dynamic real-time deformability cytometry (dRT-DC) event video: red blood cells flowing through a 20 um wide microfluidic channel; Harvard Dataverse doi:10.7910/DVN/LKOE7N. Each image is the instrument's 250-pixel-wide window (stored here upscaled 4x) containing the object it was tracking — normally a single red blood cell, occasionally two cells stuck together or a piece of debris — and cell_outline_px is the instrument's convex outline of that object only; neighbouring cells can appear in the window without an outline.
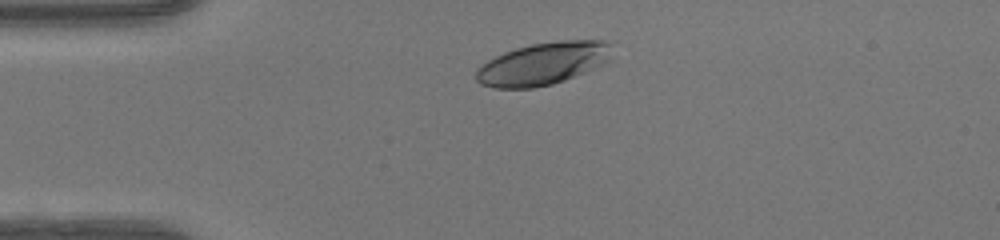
{"species": "human", "species_latin": "Homo sapiens", "temperature_condition": "warm", "stored_images_in_passage": 32, "camera_frame_rate_fps": 3000, "um_per_image_px": 0.085, "donor": {"sex": "female"}, "frame": {"image": 1, "passage_image": 1, "time_ms": 0.0, "image_size_px": [1000, 240], "cell_outline_px": [[608, 60], [584, 72], [564, 80], [552, 84], [532, 88], [492, 88], [480, 84], [476, 80], [476, 68], [488, 60], [504, 52], [516, 48], [532, 44], [560, 40], [604, 40], [608, 44]], "centroid_in_image_um": [46.05, 5.42], "position_along_channel_um": 38.9, "area_um2": 33.12}}
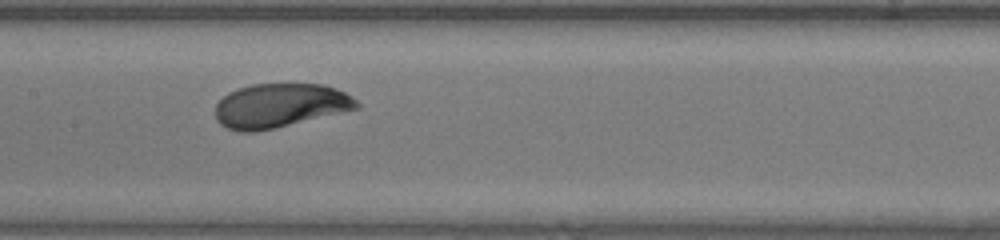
{"frame": {"image": 2, "passage_image": 14, "time_ms": 4.333, "image_size_px": [1000, 240], "cell_outline_px": [[360, 108], [256, 132], [236, 132], [220, 124], [216, 120], [216, 104], [228, 92], [252, 84], [324, 84], [344, 92], [352, 96], [360, 104]], "centroid_in_image_um": [23.78, 8.98], "position_along_channel_um": 183.6, "area_um2": 36.18}}
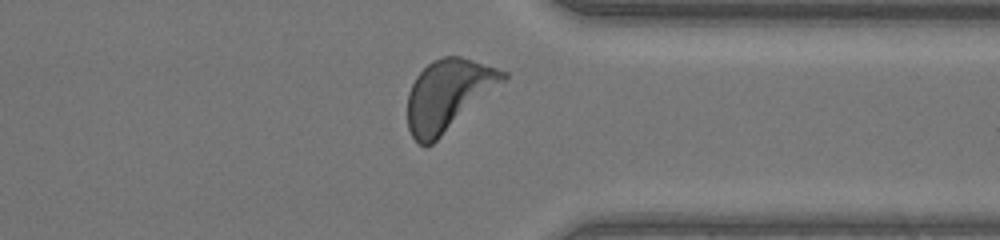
{"frame": {"image": 3, "passage_image": 28, "time_ms": 9.0, "image_size_px": [1000, 240], "cell_outline_px": [[508, 76], [504, 80], [432, 144], [416, 144], [408, 128], [408, 92], [416, 76], [432, 60], [444, 56], [460, 56], [508, 72]], "centroid_in_image_um": [38.05, 8.06], "position_along_channel_um": 373.4, "area_um2": 38.61}, "authors_computed_cell_mechanics": {"area_um2": 36.4718, "velocity_mm_per_s": 4.1425, "shape_relaxation_time_tau1_ms": 2.4601, "shape_relaxation_time_tau2_ms": null, "deformation_change_tau1": 0.1575, "deformation_change_tau2": null}}